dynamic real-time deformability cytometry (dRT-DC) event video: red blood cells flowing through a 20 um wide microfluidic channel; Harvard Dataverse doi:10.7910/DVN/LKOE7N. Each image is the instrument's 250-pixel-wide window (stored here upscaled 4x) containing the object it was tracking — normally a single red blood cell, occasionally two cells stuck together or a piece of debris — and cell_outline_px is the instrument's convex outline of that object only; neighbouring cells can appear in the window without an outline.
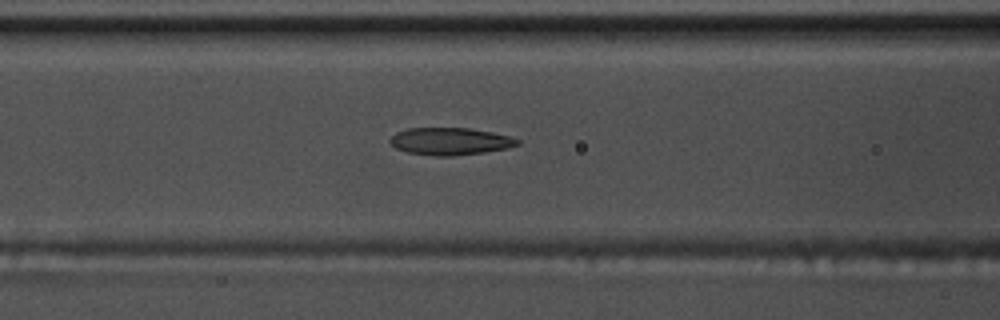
{"species": "common noctule bat (a hibernating species)", "species_latin": "Nyctalus noctula", "temperature_condition": "warm", "stored_images_in_passage": 54, "camera_frame_rate_fps": 3000, "um_per_image_px": 0.085, "animal": {"sex": "male", "body_mass_g": 17.5, "forearm_length_mm": 52.3}, "frame": {"image": 1, "passage_image": 22, "time_ms": 7.0, "image_size_px": [1000, 320], "cell_outline_px": [[520, 144], [508, 148], [484, 152], [452, 156], [436, 156], [408, 152], [396, 148], [388, 140], [396, 132], [408, 128], [468, 128], [492, 132], [512, 136], [520, 140]], "centroid_in_image_um": [38.29, 12.01], "position_along_channel_um": 128.3, "area_um2": 20.29}}
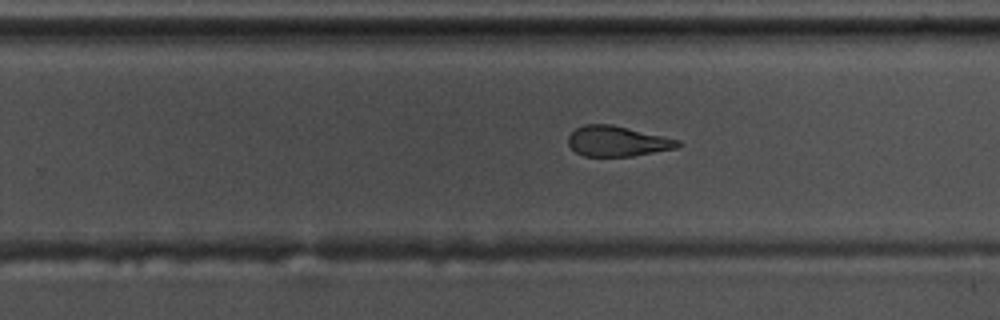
{"frame": {"image": 2, "passage_image": 34, "time_ms": 11.0, "image_size_px": [1000, 320], "cell_outline_px": [[684, 144], [676, 148], [632, 156], [584, 156], [576, 152], [568, 144], [568, 136], [576, 128], [584, 124], [612, 124], [680, 140]], "centroid_in_image_um": [52.48, 12.0], "position_along_channel_um": 277.3, "area_um2": 19.36}}
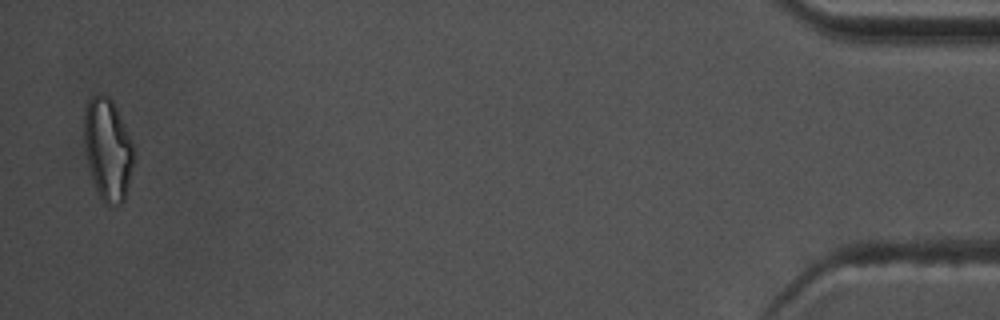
{"frame": {"image": 3, "passage_image": 53, "time_ms": 17.333, "image_size_px": [1000, 320], "cell_outline_px": [[132, 164], [124, 200], [120, 204], [104, 204], [96, 188], [88, 164], [84, 144], [84, 104], [92, 96], [100, 92], [108, 96], [112, 100], [116, 108], [132, 144]], "centroid_in_image_um": [9.11, 12.63], "position_along_channel_um": 426.1, "area_um2": 28.84}, "authors_computed_cell_mechanics": {"area_um2": 20.8369, "velocity_mm_per_s": 3.7378, "shape_relaxation_time_tau1_ms": 9.5332, "shape_relaxation_time_tau2_ms": 2.7531, "deformation_change_tau1": 0.2336, "deformation_change_tau2": 0.1183}}